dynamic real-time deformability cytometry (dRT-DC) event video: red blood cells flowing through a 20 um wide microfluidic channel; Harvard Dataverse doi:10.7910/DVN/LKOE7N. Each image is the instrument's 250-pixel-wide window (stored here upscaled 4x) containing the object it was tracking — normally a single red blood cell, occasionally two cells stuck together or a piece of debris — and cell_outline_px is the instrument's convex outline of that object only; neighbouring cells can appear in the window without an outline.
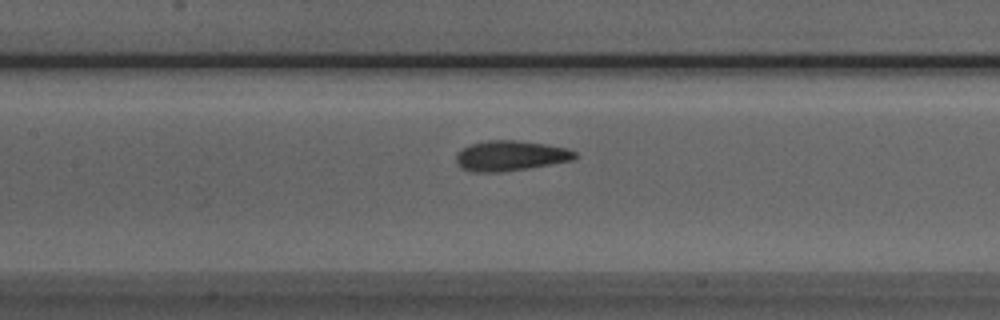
{"species": "Egyptian fruit bat (a non-hibernating species)", "species_latin": "Rousettus aegyptiacus", "temperature_condition": "room temperature", "stored_images_in_passage": 51, "camera_frame_rate_fps": 3000, "um_per_image_px": 0.085, "animal": {"sex": "male"}, "frame": {"image": 1, "passage_image": 23, "time_ms": 7.333, "image_size_px": [1000, 320], "cell_outline_px": [[576, 160], [504, 172], [472, 172], [460, 168], [456, 164], [456, 152], [472, 144], [488, 140], [516, 140], [544, 144], [568, 148], [576, 152]], "centroid_in_image_um": [43.38, 13.25], "position_along_channel_um": 164.0, "area_um2": 21.1}}
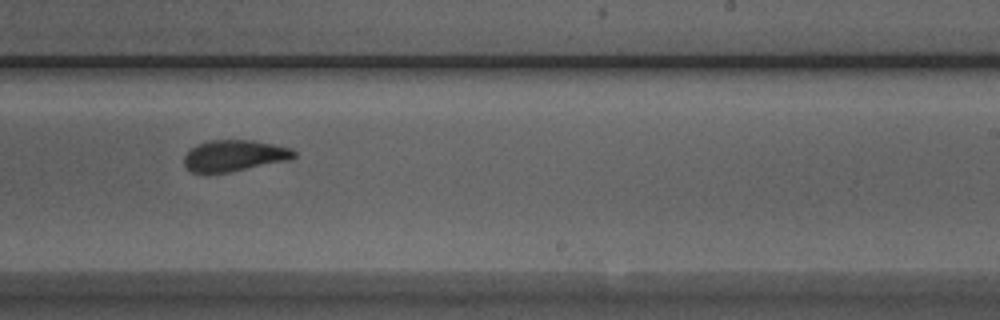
{"frame": {"image": 2, "passage_image": 31, "time_ms": 10.0, "image_size_px": [1000, 320], "cell_outline_px": [[296, 156], [288, 160], [228, 172], [192, 172], [184, 164], [184, 156], [196, 144], [212, 140], [252, 140], [292, 148], [296, 152]], "centroid_in_image_um": [19.93, 13.21], "position_along_channel_um": 269.1, "area_um2": 19.71}}
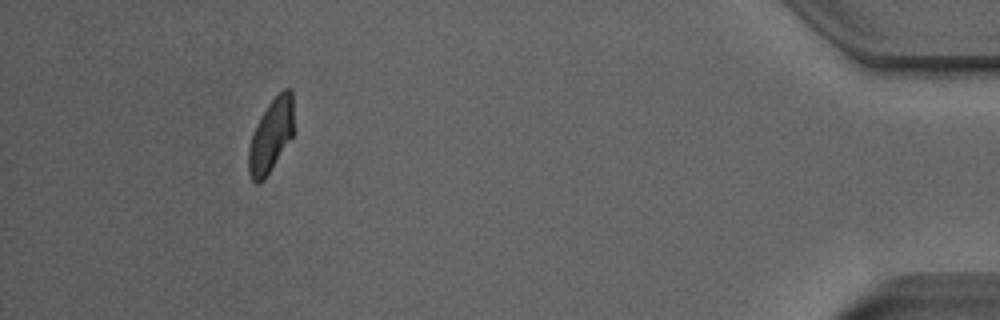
{"frame": {"image": 3, "passage_image": 47, "time_ms": 15.333, "image_size_px": [1000, 320], "cell_outline_px": [[292, 136], [264, 180], [260, 184], [256, 184], [252, 180], [248, 172], [248, 148], [256, 124], [268, 104], [284, 88], [288, 88], [292, 92]], "centroid_in_image_um": [22.99, 11.57], "position_along_channel_um": 412.2, "area_um2": 18.9}, "authors_computed_cell_mechanics": {"area_um2": 20.6924, "velocity_mm_per_s": 3.9592, "shape_relaxation_time_tau1_ms": 4.8435, "shape_relaxation_time_tau2_ms": 1.2688, "deformation_change_tau1": 0.132, "deformation_change_tau2": 0.0846}}